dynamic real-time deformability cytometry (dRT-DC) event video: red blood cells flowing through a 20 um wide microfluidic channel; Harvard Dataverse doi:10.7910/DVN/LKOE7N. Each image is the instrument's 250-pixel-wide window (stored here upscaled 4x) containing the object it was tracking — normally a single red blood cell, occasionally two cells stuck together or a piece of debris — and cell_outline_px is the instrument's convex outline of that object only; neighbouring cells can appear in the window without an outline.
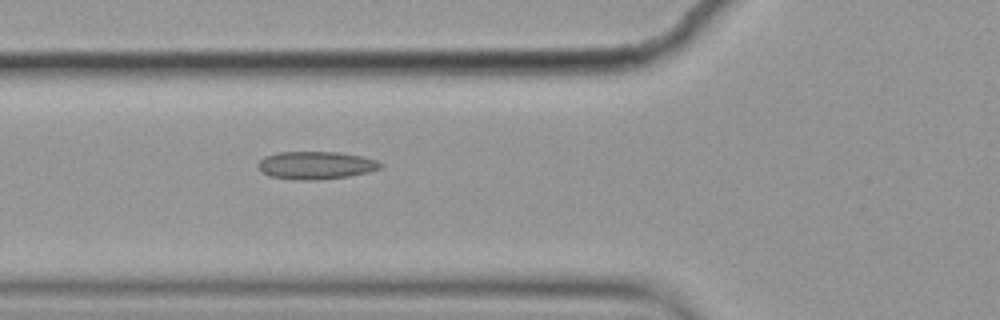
{"species": "common noctule bat (a hibernating species)", "species_latin": "Nyctalus noctula", "temperature_condition": "cold", "stored_images_in_passage": 3, "camera_frame_rate_fps": 3000, "um_per_image_px": 0.085, "animal": {"sex": "female", "body_mass_g": 19.9}, "frame": {"image": 1, "passage_image": 3, "time_ms": 0.667, "image_size_px": [1000, 320], "cell_outline_px": [[384, 168], [368, 172], [348, 176], [316, 180], [292, 180], [268, 176], [256, 164], [264, 156], [276, 152], [340, 152], [364, 156], [376, 160], [384, 164]], "centroid_in_image_um": [26.87, 14.04], "position_along_channel_um": 98.9, "area_um2": 20.11}}